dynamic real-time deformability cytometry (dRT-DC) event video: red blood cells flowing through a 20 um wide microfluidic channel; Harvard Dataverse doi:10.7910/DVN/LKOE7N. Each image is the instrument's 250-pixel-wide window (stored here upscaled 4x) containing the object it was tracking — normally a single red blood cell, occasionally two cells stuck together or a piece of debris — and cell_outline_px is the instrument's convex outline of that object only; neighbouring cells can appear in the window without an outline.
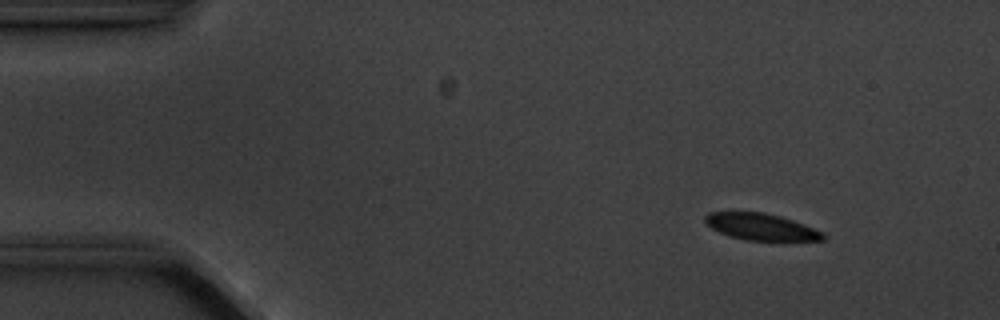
{"species": "common noctule bat (a hibernating species)", "species_latin": "Nyctalus noctula", "temperature_condition": "cold", "stored_images_in_passage": 4, "camera_frame_rate_fps": 3000, "um_per_image_px": 0.085, "animal": {"sex": "male", "body_mass_g": 20.1, "forearm_length_mm": 53.5}, "frame": {"image": 1, "passage_image": 2, "time_ms": 1.333, "image_size_px": [1000, 320], "cell_outline_px": [[824, 240], [784, 244], [780, 244], [744, 240], [728, 236], [712, 228], [704, 220], [704, 216], [708, 212], [764, 212], [780, 216], [792, 220], [812, 228], [820, 232], [824, 236]], "centroid_in_image_um": [64.74, 19.35], "position_along_channel_um": 20.3, "area_um2": 19.19}}